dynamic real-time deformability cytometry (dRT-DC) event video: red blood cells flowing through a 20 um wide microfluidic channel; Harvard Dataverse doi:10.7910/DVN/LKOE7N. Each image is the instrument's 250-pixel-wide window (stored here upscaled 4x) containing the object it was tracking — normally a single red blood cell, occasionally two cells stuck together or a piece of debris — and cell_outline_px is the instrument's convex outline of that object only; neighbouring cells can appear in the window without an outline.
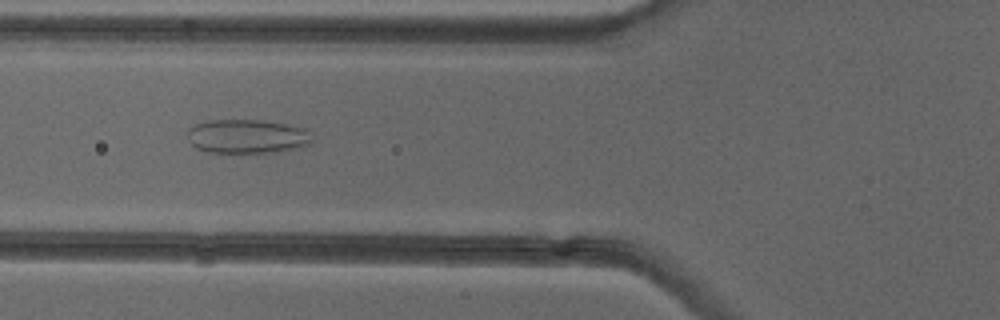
{"species": "common noctule bat (a hibernating species)", "species_latin": "Nyctalus noctula", "temperature_condition": "cold", "stored_images_in_passage": 51, "camera_frame_rate_fps": 3000, "um_per_image_px": 0.085, "animal": {"sex": "female"}, "frame": {"image": 1, "passage_image": 19, "time_ms": 6.0, "image_size_px": [1000, 320], "cell_outline_px": [[312, 144], [304, 148], [280, 152], [204, 152], [196, 148], [188, 140], [188, 128], [196, 124], [208, 120], [260, 120], [284, 124], [304, 128], [308, 132], [312, 140]], "centroid_in_image_um": [21.02, 11.61], "position_along_channel_um": 104.8, "area_um2": 24.91}}
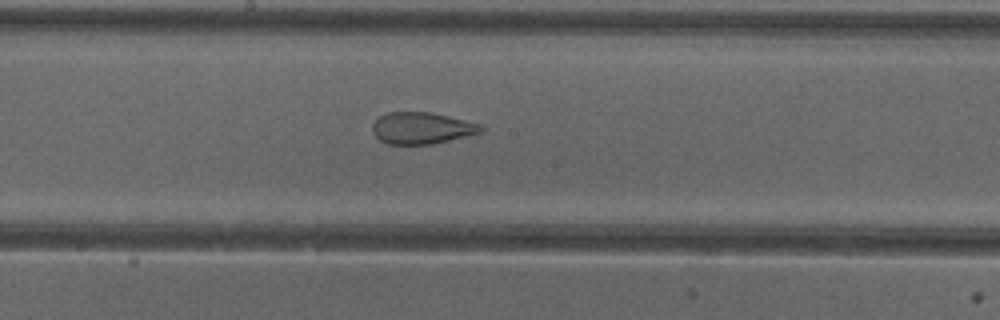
{"frame": {"image": 2, "passage_image": 27, "time_ms": 8.667, "image_size_px": [1000, 320], "cell_outline_px": [[484, 132], [432, 144], [388, 144], [380, 140], [372, 132], [372, 124], [380, 116], [388, 112], [428, 112], [448, 116], [480, 124], [484, 128]], "centroid_in_image_um": [35.85, 10.89], "position_along_channel_um": 212.4, "area_um2": 19.94}}
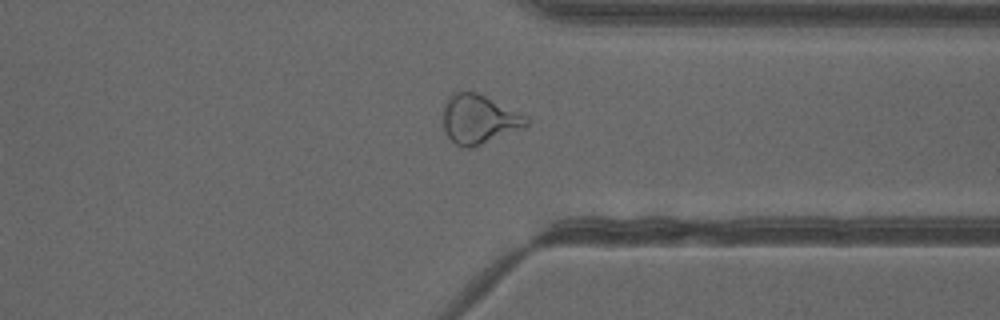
{"frame": {"image": 3, "passage_image": 39, "time_ms": 12.667, "image_size_px": [1000, 320], "cell_outline_px": [[528, 124], [476, 148], [464, 148], [456, 144], [444, 132], [444, 104], [452, 92], [476, 92], [528, 116]], "centroid_in_image_um": [40.69, 10.15], "position_along_channel_um": 370.7, "area_um2": 23.64}, "authors_computed_cell_mechanics": {"area_um2": 26.6458, "velocity_mm_per_s": 4.0062, "shape_relaxation_time_tau1_ms": null, "shape_relaxation_time_tau2_ms": 1.2394, "deformation_change_tau1": null, "deformation_change_tau2": 0.0911}}